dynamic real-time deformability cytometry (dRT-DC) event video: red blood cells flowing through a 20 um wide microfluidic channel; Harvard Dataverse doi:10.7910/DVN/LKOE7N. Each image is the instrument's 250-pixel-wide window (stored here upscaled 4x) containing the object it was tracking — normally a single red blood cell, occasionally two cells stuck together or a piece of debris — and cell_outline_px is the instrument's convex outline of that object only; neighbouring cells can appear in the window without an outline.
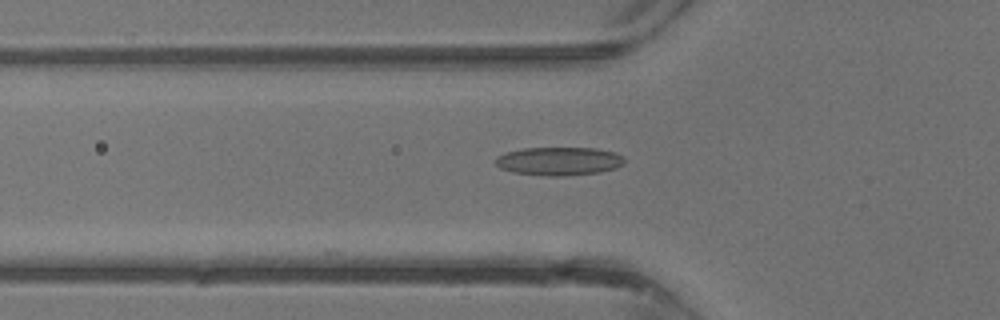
{"species": "common noctule bat (a hibernating species)", "species_latin": "Nyctalus noctula", "temperature_condition": "warm", "stored_images_in_passage": 27, "camera_frame_rate_fps": 3000, "um_per_image_px": 0.085, "animal": {"sex": "male", "body_mass_g": 13.3}, "frame": {"image": 1, "passage_image": 2, "time_ms": 0.333, "image_size_px": [1000, 320], "cell_outline_px": [[624, 164], [616, 168], [600, 172], [560, 176], [548, 176], [512, 172], [500, 168], [496, 164], [496, 156], [504, 152], [524, 148], [596, 148], [616, 152], [624, 156]], "centroid_in_image_um": [47.52, 13.69], "position_along_channel_um": 78.3, "area_um2": 21.44}}
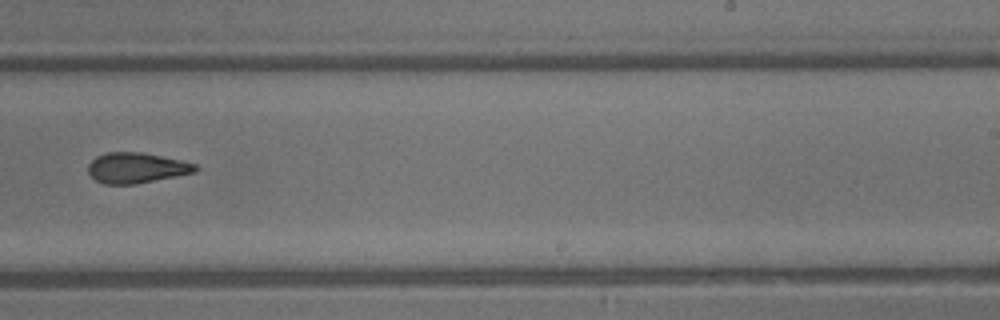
{"frame": {"image": 2, "passage_image": 13, "time_ms": 4.0, "image_size_px": [1000, 320], "cell_outline_px": [[200, 168], [196, 172], [136, 184], [104, 184], [96, 180], [88, 172], [88, 164], [96, 156], [104, 152], [140, 152], [180, 160], [196, 164]], "centroid_in_image_um": [11.59, 14.27], "position_along_channel_um": 277.4, "area_um2": 19.02}}
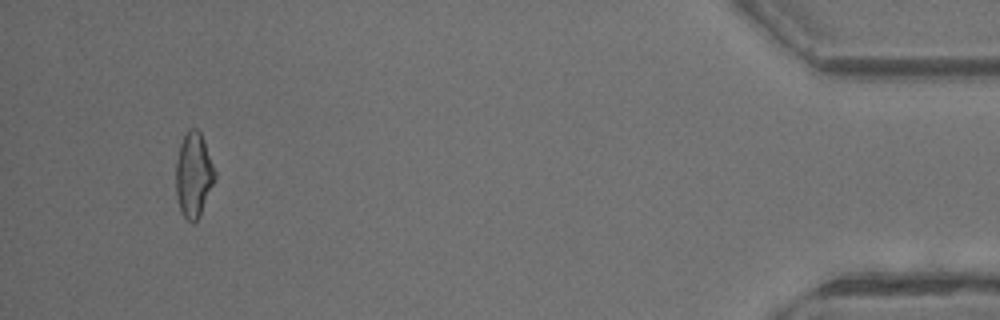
{"frame": {"image": 3, "passage_image": 25, "time_ms": 8.0, "image_size_px": [1000, 320], "cell_outline_px": [[216, 176], [200, 216], [192, 224], [180, 212], [176, 196], [176, 160], [180, 144], [188, 128], [196, 128], [200, 132], [204, 140], [216, 172]], "centroid_in_image_um": [16.45, 14.87], "position_along_channel_um": 418.8, "area_um2": 19.31}}